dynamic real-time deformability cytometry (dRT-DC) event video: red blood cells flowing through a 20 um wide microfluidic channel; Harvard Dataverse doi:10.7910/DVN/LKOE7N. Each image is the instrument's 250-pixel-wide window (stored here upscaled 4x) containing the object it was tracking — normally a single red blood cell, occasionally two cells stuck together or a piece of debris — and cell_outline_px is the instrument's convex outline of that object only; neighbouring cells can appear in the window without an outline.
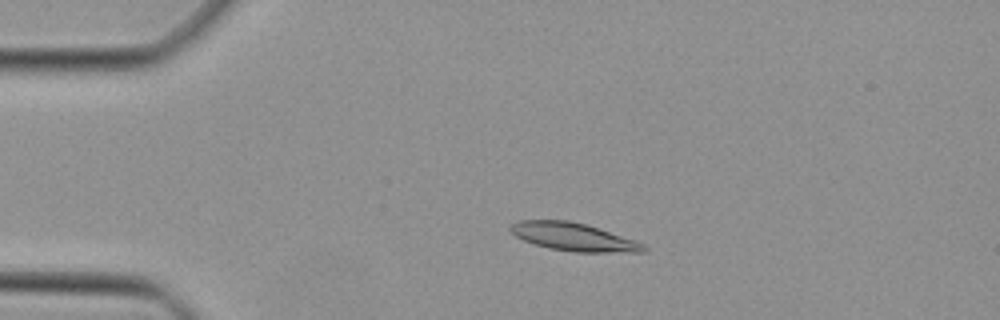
{"species": "Egyptian fruit bat (a non-hibernating species)", "species_latin": "Rousettus aegyptiacus", "temperature_condition": "cold", "stored_images_in_passage": 45, "camera_frame_rate_fps": 3000, "um_per_image_px": 0.085, "animal": {"sex": "female"}, "frame": {"image": 1, "passage_image": 10, "time_ms": 3.0, "image_size_px": [1000, 320], "cell_outline_px": [[648, 248], [644, 252], [576, 252], [548, 248], [524, 240], [516, 236], [508, 228], [512, 224], [520, 220], [568, 220], [584, 224], [636, 240], [644, 244]], "centroid_in_image_um": [48.77, 20.14], "position_along_channel_um": 36.2, "area_um2": 21.5}}
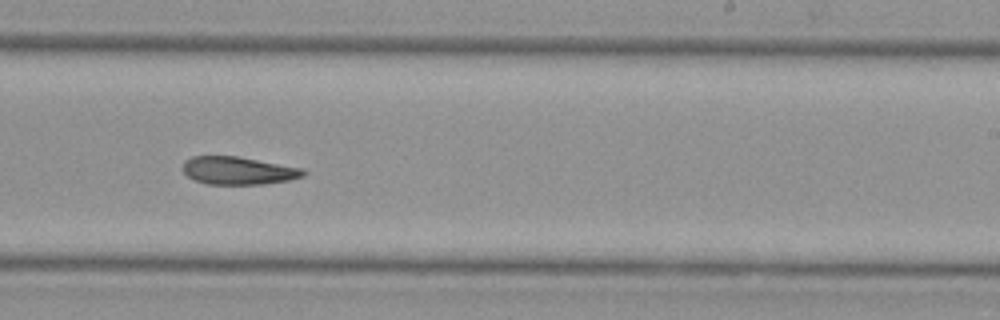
{"frame": {"image": 2, "passage_image": 29, "time_ms": 9.333, "image_size_px": [1000, 320], "cell_outline_px": [[308, 172], [304, 176], [288, 180], [264, 184], [208, 184], [196, 180], [188, 176], [184, 172], [184, 160], [192, 156], [236, 156], [304, 168]], "centroid_in_image_um": [20.29, 14.5], "position_along_channel_um": 268.7, "area_um2": 19.48}}
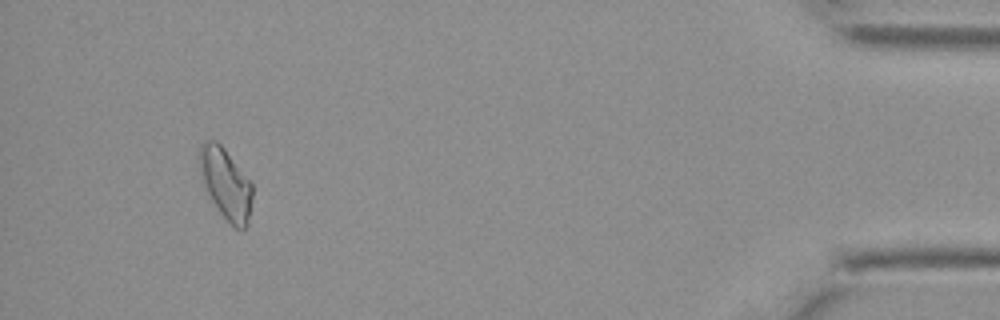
{"frame": {"image": 3, "passage_image": 44, "time_ms": 14.333, "image_size_px": [1000, 320], "cell_outline_px": [[252, 196], [248, 216], [244, 228], [236, 228], [220, 212], [212, 200], [200, 180], [196, 156], [200, 144], [204, 140], [216, 140], [224, 148], [252, 184]], "centroid_in_image_um": [19.09, 15.51], "position_along_channel_um": 416.1, "area_um2": 21.73}}